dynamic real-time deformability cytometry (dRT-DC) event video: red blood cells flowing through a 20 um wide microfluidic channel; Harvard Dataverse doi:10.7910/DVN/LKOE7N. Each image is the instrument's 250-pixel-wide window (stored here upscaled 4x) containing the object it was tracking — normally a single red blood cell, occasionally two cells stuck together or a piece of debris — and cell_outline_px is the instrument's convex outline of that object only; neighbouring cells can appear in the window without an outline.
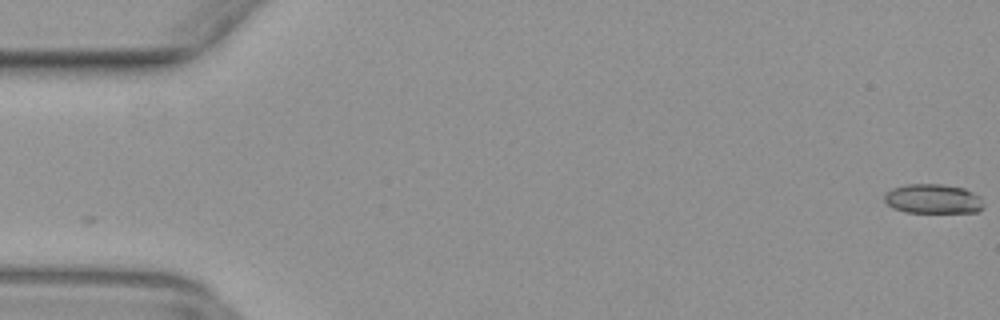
{"species": "common noctule bat (a hibernating species)", "species_latin": "Nyctalus noctula", "temperature_condition": "warm", "stored_images_in_passage": 50, "camera_frame_rate_fps": 3000, "um_per_image_px": 0.085, "animal": {"sex": "female", "body_mass_g": 29.2, "forearm_length_mm": 56.3}, "frame": {"image": 1, "passage_image": 1, "time_ms": 0.0, "image_size_px": [1000, 320], "cell_outline_px": [[984, 208], [976, 212], [904, 212], [892, 208], [884, 200], [884, 196], [892, 188], [908, 184], [940, 184], [964, 188], [980, 196], [984, 204]], "centroid_in_image_um": [79.32, 16.91], "position_along_channel_um": 5.7, "area_um2": 17.05}}
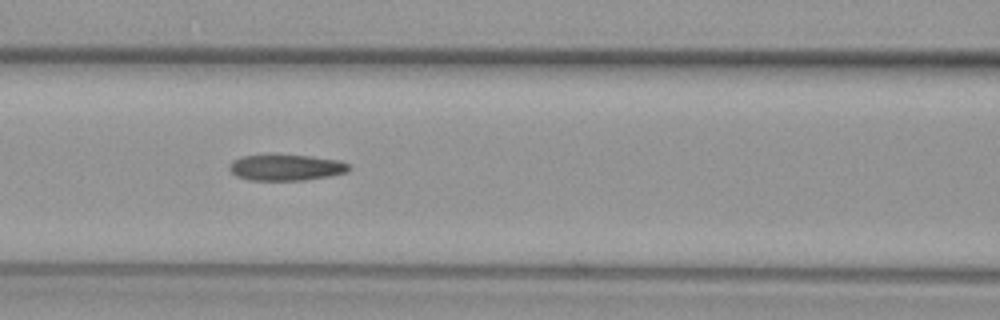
{"frame": {"image": 2, "passage_image": 22, "time_ms": 7.0, "image_size_px": [1000, 320], "cell_outline_px": [[352, 168], [348, 172], [332, 176], [304, 180], [248, 180], [236, 176], [228, 168], [228, 164], [232, 160], [240, 156], [312, 156], [340, 160], [348, 164]], "centroid_in_image_um": [24.34, 14.25], "position_along_channel_um": 142.3, "area_um2": 18.15}}
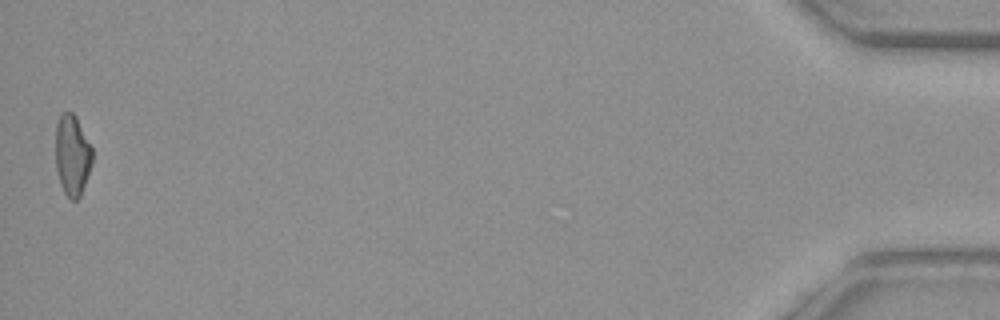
{"frame": {"image": 3, "passage_image": 50, "time_ms": 16.333, "image_size_px": [1000, 320], "cell_outline_px": [[92, 164], [88, 176], [80, 196], [76, 200], [72, 200], [64, 192], [60, 184], [56, 168], [56, 124], [60, 116], [64, 112], [72, 112], [76, 116], [92, 148]], "centroid_in_image_um": [6.14, 13.19], "position_along_channel_um": 429.1, "area_um2": 17.22}}